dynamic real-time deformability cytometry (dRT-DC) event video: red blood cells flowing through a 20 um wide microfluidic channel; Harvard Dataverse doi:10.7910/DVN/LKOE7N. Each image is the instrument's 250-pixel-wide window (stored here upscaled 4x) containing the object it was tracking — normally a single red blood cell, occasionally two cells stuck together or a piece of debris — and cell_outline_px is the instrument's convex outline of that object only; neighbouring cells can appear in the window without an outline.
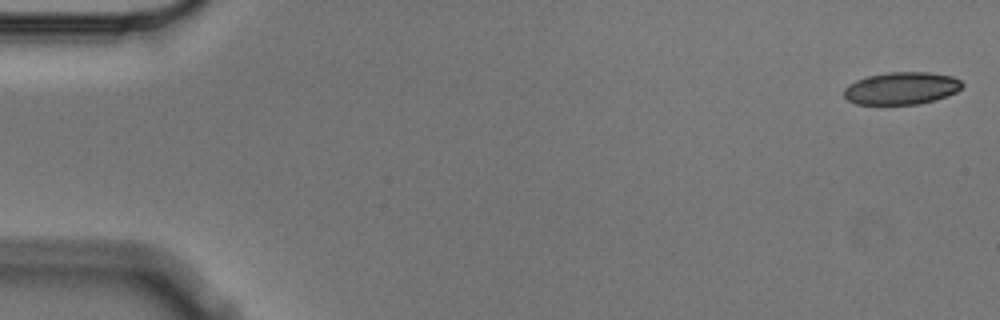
{"species": "Egyptian fruit bat (a non-hibernating species)", "species_latin": "Rousettus aegyptiacus", "temperature_condition": "cold", "stored_images_in_passage": 5, "camera_frame_rate_fps": 3000, "um_per_image_px": 0.085, "animal": {"sex": "male"}, "frame": {"image": 1, "passage_image": 1, "time_ms": 0.0, "image_size_px": [1000, 320], "cell_outline_px": [[964, 84], [956, 92], [936, 100], [920, 104], [856, 104], [848, 100], [844, 96], [844, 88], [848, 84], [856, 80], [868, 76], [888, 72], [928, 72], [952, 76], [960, 80]], "centroid_in_image_um": [76.62, 7.5], "position_along_channel_um": 8.4, "area_um2": 22.37}}
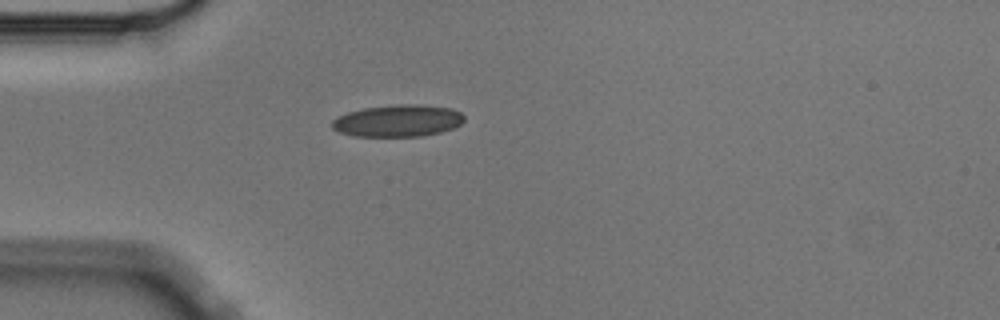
{"frame": {"image": 2, "passage_image": 5, "time_ms": 1.333, "image_size_px": [1000, 320], "cell_outline_px": [[464, 120], [460, 124], [452, 128], [440, 132], [420, 136], [352, 136], [340, 132], [332, 128], [332, 120], [336, 116], [348, 112], [364, 108], [396, 104], [416, 104], [452, 108], [460, 112], [464, 116]], "centroid_in_image_um": [33.8, 10.26], "position_along_channel_um": 51.2, "area_um2": 24.62}}